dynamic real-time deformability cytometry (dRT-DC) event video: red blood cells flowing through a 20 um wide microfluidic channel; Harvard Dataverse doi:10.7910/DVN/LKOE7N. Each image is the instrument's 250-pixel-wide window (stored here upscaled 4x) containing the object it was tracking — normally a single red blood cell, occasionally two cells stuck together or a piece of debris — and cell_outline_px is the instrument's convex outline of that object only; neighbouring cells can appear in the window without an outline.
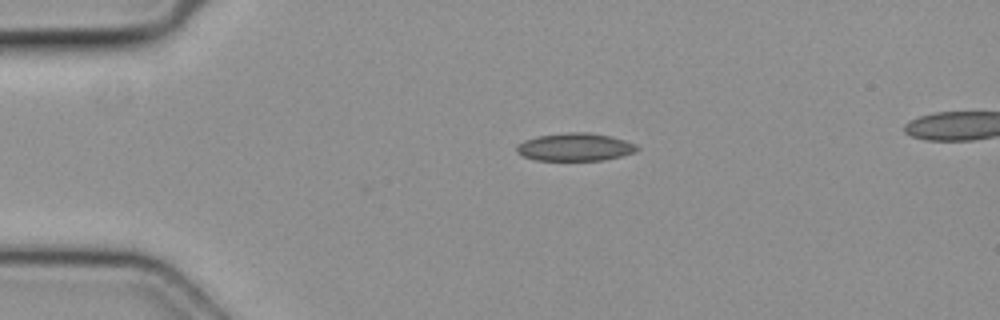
{"species": "common noctule bat (a hibernating species)", "species_latin": "Nyctalus noctula", "temperature_condition": "cold", "stored_images_in_passage": 3, "camera_frame_rate_fps": 3000, "um_per_image_px": 0.085, "animal": {"sex": "female", "body_mass_g": 19.3, "forearm_length_mm": 54.1}, "frame": {"image": 1, "passage_image": 3, "time_ms": 0.667, "image_size_px": [1000, 320], "cell_outline_px": [[640, 148], [636, 152], [604, 160], [536, 160], [524, 156], [516, 152], [516, 144], [524, 140], [536, 136], [568, 132], [592, 132], [612, 136], [636, 144]], "centroid_in_image_um": [48.88, 12.49], "position_along_channel_um": 36.1, "area_um2": 19.71}}